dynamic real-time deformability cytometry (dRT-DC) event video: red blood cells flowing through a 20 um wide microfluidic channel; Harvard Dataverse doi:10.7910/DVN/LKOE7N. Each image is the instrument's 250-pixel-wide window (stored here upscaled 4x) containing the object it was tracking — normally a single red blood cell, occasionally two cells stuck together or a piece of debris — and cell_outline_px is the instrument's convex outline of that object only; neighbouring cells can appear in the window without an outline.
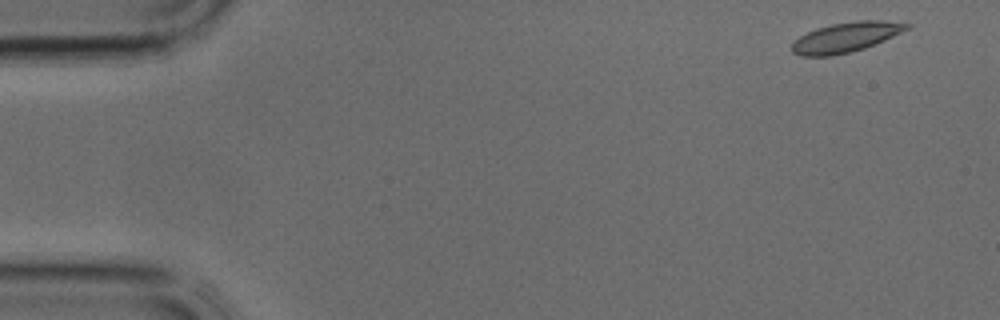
{"species": "common noctule bat (a hibernating species)", "species_latin": "Nyctalus noctula", "temperature_condition": "cold", "stored_images_in_passage": 9, "camera_frame_rate_fps": 3000, "um_per_image_px": 0.085, "animal": {"sex": "male", "body_mass_g": 17.9, "forearm_length_mm": 54.2}, "frame": {"image": 1, "passage_image": 1, "time_ms": 0.0, "image_size_px": [1000, 320], "cell_outline_px": [[912, 24], [908, 28], [884, 40], [864, 48], [832, 56], [800, 56], [792, 52], [792, 44], [800, 36], [816, 28], [832, 24], [856, 20], [884, 20]], "centroid_in_image_um": [71.88, 3.16], "position_along_channel_um": 13.1, "area_um2": 19.77}}